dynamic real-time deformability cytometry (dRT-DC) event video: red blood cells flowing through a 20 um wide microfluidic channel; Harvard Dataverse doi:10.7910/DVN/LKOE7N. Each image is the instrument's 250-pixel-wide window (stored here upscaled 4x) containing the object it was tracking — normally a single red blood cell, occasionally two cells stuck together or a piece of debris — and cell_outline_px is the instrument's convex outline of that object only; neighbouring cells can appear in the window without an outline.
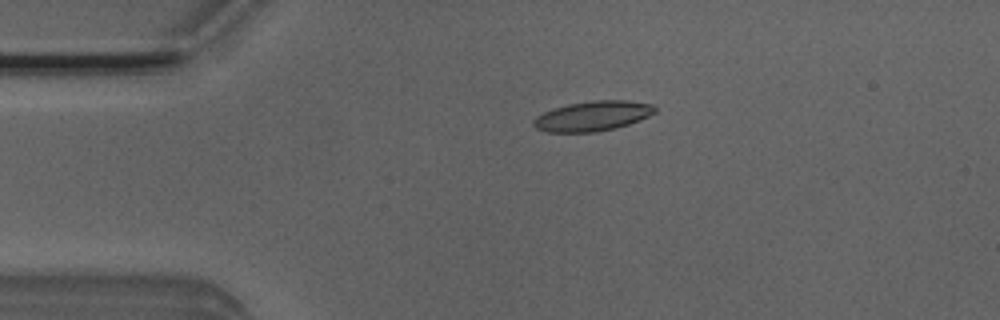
{"species": "Egyptian fruit bat (a non-hibernating species)", "species_latin": "Rousettus aegyptiacus", "temperature_condition": "room temperature", "stored_images_in_passage": 42, "camera_frame_rate_fps": 3000, "um_per_image_px": 0.085, "animal": {"sex": "male"}, "frame": {"image": 1, "passage_image": 1, "time_ms": 0.0, "image_size_px": [1000, 320], "cell_outline_px": [[656, 112], [640, 120], [616, 128], [596, 132], [548, 132], [536, 128], [532, 124], [532, 120], [536, 116], [552, 108], [568, 104], [596, 100], [628, 100], [652, 104], [656, 108]], "centroid_in_image_um": [50.37, 9.86], "position_along_channel_um": 34.6, "area_um2": 21.27}}
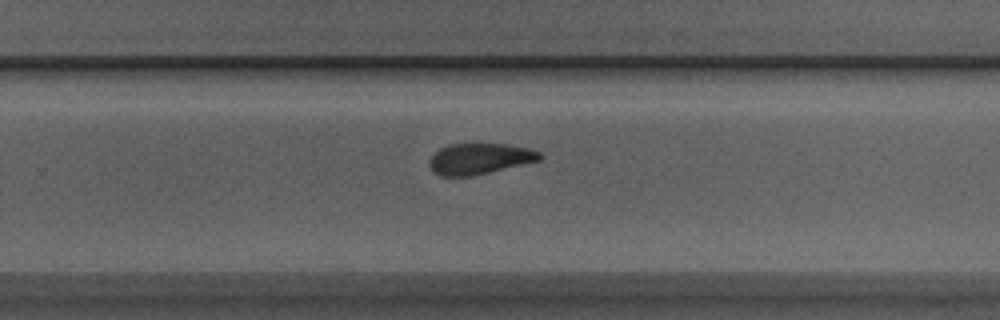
{"frame": {"image": 2, "passage_image": 23, "time_ms": 7.333, "image_size_px": [1000, 320], "cell_outline_px": [[544, 156], [540, 160], [468, 176], [440, 176], [432, 172], [428, 160], [440, 148], [448, 144], [508, 144], [528, 148], [540, 152]], "centroid_in_image_um": [40.74, 13.48], "position_along_channel_um": 289.1, "area_um2": 19.65}}
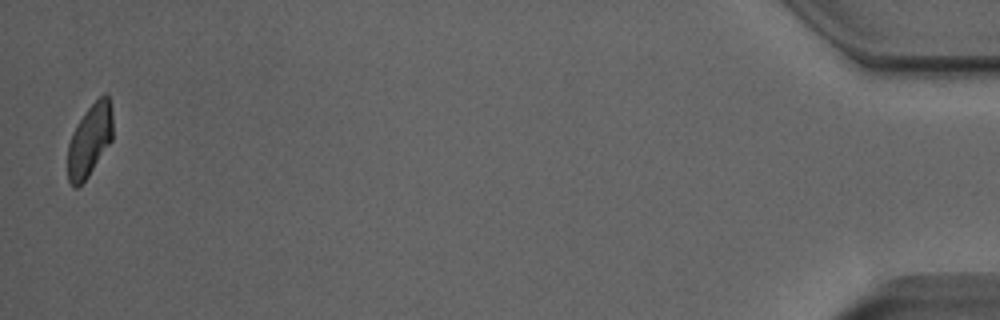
{"frame": {"image": 3, "passage_image": 41, "time_ms": 13.333, "image_size_px": [1000, 320], "cell_outline_px": [[112, 140], [88, 176], [76, 188], [68, 180], [68, 144], [72, 132], [84, 112], [104, 92], [108, 96], [112, 108]], "centroid_in_image_um": [7.63, 11.88], "position_along_channel_um": 427.6, "area_um2": 18.84}, "authors_computed_cell_mechanics": {"area_um2": 20.4612, "velocity_mm_per_s": 3.9634, "shape_relaxation_time_tau1_ms": 6.0079, "shape_relaxation_time_tau2_ms": 2.9959, "deformation_change_tau1": 0.1543, "deformation_change_tau2": 0.1037}}